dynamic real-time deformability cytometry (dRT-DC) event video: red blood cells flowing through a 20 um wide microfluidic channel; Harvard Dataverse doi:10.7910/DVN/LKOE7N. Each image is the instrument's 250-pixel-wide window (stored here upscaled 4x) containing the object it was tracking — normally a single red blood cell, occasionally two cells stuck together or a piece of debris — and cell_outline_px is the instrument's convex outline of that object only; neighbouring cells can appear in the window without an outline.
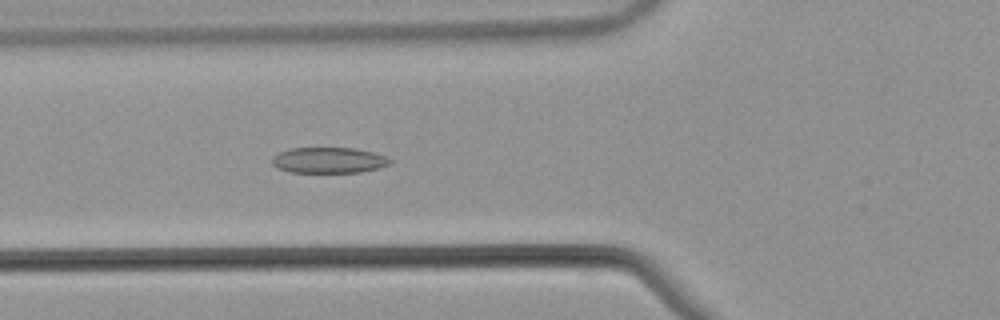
{"species": "common noctule bat (a hibernating species)", "species_latin": "Nyctalus noctula", "temperature_condition": "warm", "stored_images_in_passage": 51, "camera_frame_rate_fps": 3000, "um_per_image_px": 0.085, "animal": {"sex": "male", "body_mass_g": 21.5, "forearm_length_mm": 52.0}, "frame": {"image": 1, "passage_image": 20, "time_ms": 6.333, "image_size_px": [1000, 320], "cell_outline_px": [[392, 164], [380, 168], [360, 172], [292, 172], [280, 168], [272, 164], [272, 156], [280, 152], [292, 148], [352, 148], [372, 152], [384, 156], [392, 160]], "centroid_in_image_um": [27.97, 13.62], "position_along_channel_um": 97.8, "area_um2": 17.57}}
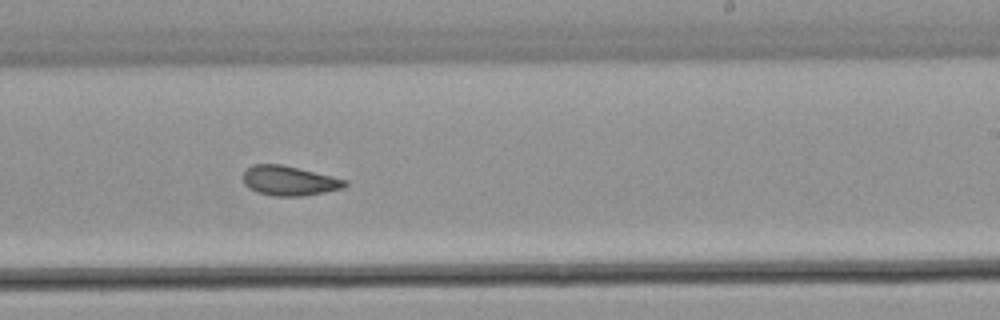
{"frame": {"image": 2, "passage_image": 33, "time_ms": 10.667, "image_size_px": [1000, 320], "cell_outline_px": [[348, 184], [344, 188], [304, 196], [272, 196], [256, 192], [248, 188], [244, 184], [244, 172], [252, 164], [280, 164], [332, 176], [348, 180]], "centroid_in_image_um": [24.59, 15.37], "position_along_channel_um": 264.4, "area_um2": 17.63}}
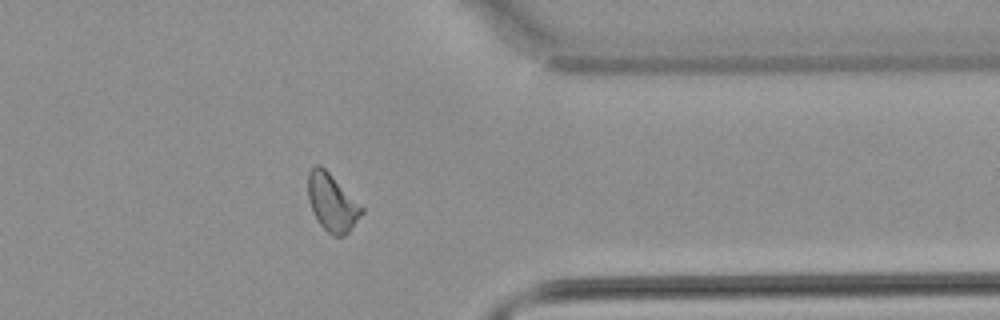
{"frame": {"image": 3, "passage_image": 43, "time_ms": 14.0, "image_size_px": [1000, 320], "cell_outline_px": [[364, 212], [348, 232], [344, 236], [332, 236], [320, 224], [312, 208], [308, 196], [308, 172], [316, 164], [320, 164], [364, 208]], "centroid_in_image_um": [28.23, 17.22], "position_along_channel_um": 383.2, "area_um2": 17.57}, "authors_computed_cell_mechanics": {"area_um2": 18.207, "velocity_mm_per_s": 3.8434, "shape_relaxation_time_tau1_ms": null, "shape_relaxation_time_tau2_ms": 1.937, "deformation_change_tau1": null, "deformation_change_tau2": 0.0774}}